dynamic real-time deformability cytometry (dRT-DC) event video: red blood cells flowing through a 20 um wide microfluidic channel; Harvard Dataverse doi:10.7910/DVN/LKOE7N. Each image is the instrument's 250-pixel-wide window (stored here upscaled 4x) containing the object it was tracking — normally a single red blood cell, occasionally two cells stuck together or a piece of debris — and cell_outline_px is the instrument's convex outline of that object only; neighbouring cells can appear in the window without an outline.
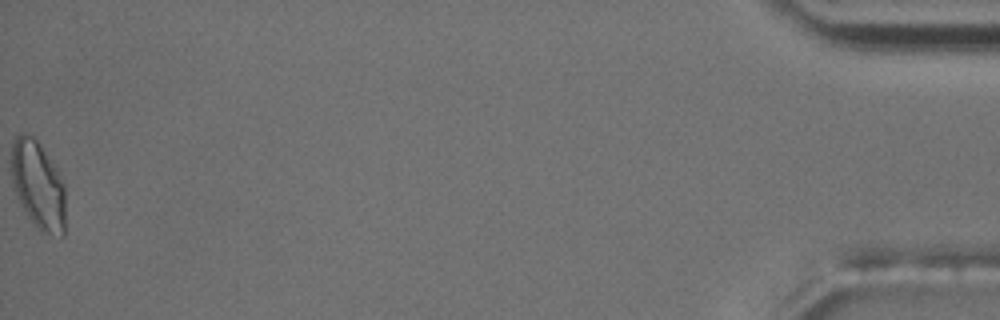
{"species": "common noctule bat (a hibernating species)", "species_latin": "Nyctalus noctula", "temperature_condition": "room temperature", "stored_images_in_passage": 56, "camera_frame_rate_fps": 3000, "um_per_image_px": 0.085, "animal": {"sex": "male", "body_mass_g": 17.5, "forearm_length_mm": 52.3}, "frame": {"image": 1, "passage_image": 56, "time_ms": 18.333, "image_size_px": [1000, 320], "cell_outline_px": [[64, 236], [60, 236], [48, 232], [40, 228], [28, 216], [20, 204], [16, 192], [12, 176], [12, 140], [20, 132], [28, 132], [40, 144], [56, 168], [64, 184]], "centroid_in_image_um": [3.23, 15.66], "position_along_channel_um": 432.0, "area_um2": 27.17}, "authors_computed_cell_mechanics": {"area_um2": 20.5479, "velocity_mm_per_s": 3.664, "shape_relaxation_time_tau1_ms": null, "shape_relaxation_time_tau2_ms": 2.2916, "deformation_change_tau1": null, "deformation_change_tau2": 0.0826}}